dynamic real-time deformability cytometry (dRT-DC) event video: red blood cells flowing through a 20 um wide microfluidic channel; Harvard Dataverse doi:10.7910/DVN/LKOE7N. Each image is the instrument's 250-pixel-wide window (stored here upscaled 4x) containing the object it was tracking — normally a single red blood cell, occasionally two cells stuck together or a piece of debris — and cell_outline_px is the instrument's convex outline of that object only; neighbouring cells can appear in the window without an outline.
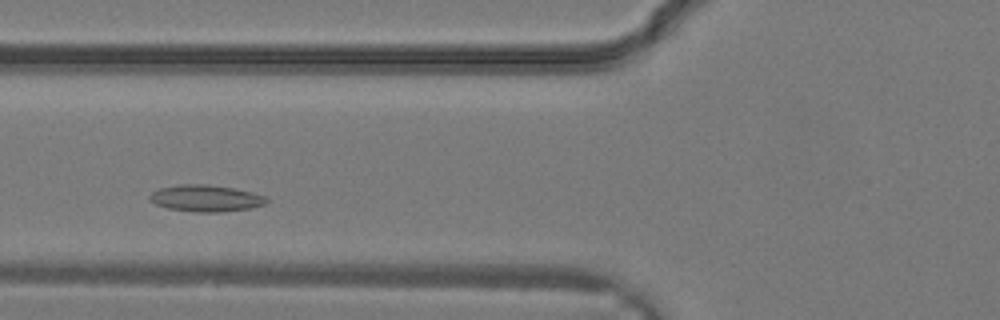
{"species": "common noctule bat (a hibernating species)", "species_latin": "Nyctalus noctula", "temperature_condition": "warm", "stored_images_in_passage": 27, "segment_of_instrument_passage": [1, 2], "camera_frame_rate_fps": 3000, "um_per_image_px": 0.085, "animal": {"sex": "male", "body_mass_g": 19.2, "forearm_length_mm": 51.8}, "frame": {"image": 1, "passage_image": 6, "time_ms": 1.667, "image_size_px": [1000, 320], "cell_outline_px": [[268, 200], [264, 204], [248, 208], [220, 212], [192, 212], [168, 208], [156, 204], [148, 200], [148, 196], [156, 188], [176, 184], [208, 184], [232, 188], [252, 192], [264, 196]], "centroid_in_image_um": [17.4, 16.84], "position_along_channel_um": 108.4, "area_um2": 18.21}}
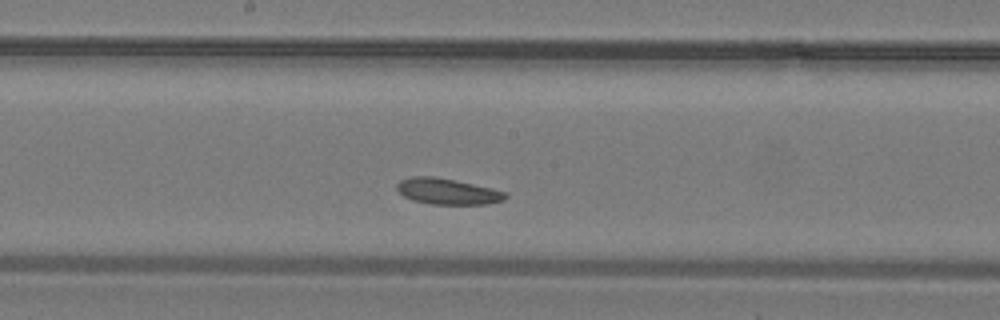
{"frame": {"image": 2, "passage_image": 11, "time_ms": 3.333, "image_size_px": [1000, 320], "cell_outline_px": [[508, 196], [504, 200], [488, 204], [432, 204], [412, 200], [404, 196], [396, 188], [396, 184], [400, 180], [412, 176], [432, 176], [456, 180], [492, 188], [508, 192]], "centroid_in_image_um": [38.06, 16.26], "position_along_channel_um": 210.1, "area_um2": 16.53}}
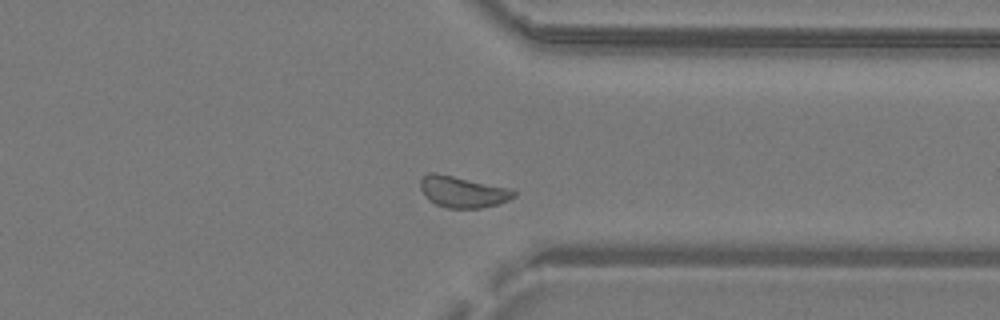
{"frame": {"image": 3, "passage_image": 19, "time_ms": 6.0, "image_size_px": [1000, 320], "cell_outline_px": [[516, 196], [508, 200], [496, 204], [480, 208], [448, 208], [436, 204], [428, 200], [420, 188], [420, 180], [428, 172], [436, 172], [508, 188], [516, 192]], "centroid_in_image_um": [39.29, 16.3], "position_along_channel_um": 372.1, "area_um2": 16.88}}